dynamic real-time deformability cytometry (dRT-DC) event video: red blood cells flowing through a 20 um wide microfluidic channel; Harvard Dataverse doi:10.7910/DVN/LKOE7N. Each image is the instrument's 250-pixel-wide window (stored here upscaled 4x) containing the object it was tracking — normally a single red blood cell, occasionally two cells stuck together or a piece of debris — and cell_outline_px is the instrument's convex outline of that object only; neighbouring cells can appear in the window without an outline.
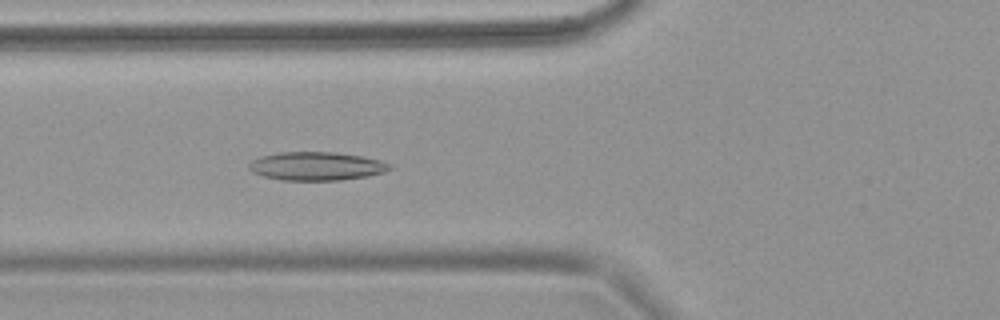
{"species": "common noctule bat (a hibernating species)", "species_latin": "Nyctalus noctula", "temperature_condition": "warm", "stored_images_in_passage": 69, "camera_frame_rate_fps": 3000, "um_per_image_px": 0.085, "animal": {"sex": "female", "body_mass_g": 18.4}, "frame": {"image": 1, "passage_image": 28, "time_ms": 9.0, "image_size_px": [1000, 320], "cell_outline_px": [[392, 168], [384, 172], [368, 176], [340, 180], [280, 180], [264, 176], [252, 172], [248, 168], [248, 164], [252, 160], [260, 156], [280, 152], [336, 152], [364, 156], [380, 160], [392, 164]], "centroid_in_image_um": [26.91, 14.12], "position_along_channel_um": 98.9, "area_um2": 23.52}}
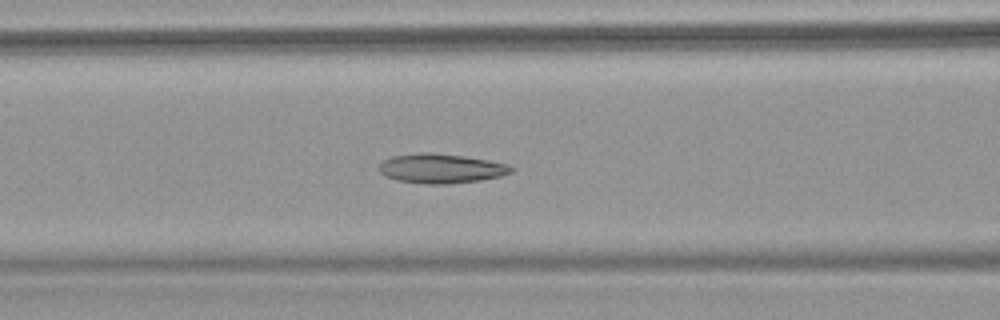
{"frame": {"image": 2, "passage_image": 31, "time_ms": 10.0, "image_size_px": [1000, 320], "cell_outline_px": [[516, 168], [512, 172], [500, 176], [480, 180], [448, 184], [424, 184], [396, 180], [384, 176], [380, 172], [380, 164], [384, 160], [392, 156], [420, 152], [428, 152], [464, 156], [488, 160], [508, 164]], "centroid_in_image_um": [37.5, 14.32], "position_along_channel_um": 129.1, "area_um2": 22.77}}
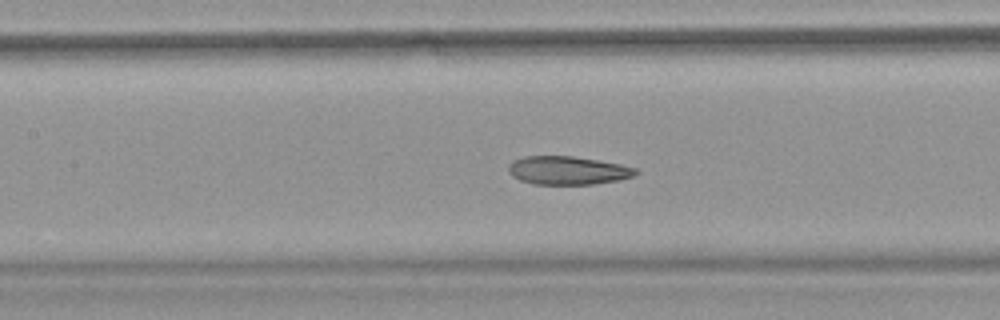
{"frame": {"image": 3, "passage_image": 34, "time_ms": 11.0, "image_size_px": [1000, 320], "cell_outline_px": [[640, 172], [632, 176], [620, 180], [592, 184], [532, 184], [520, 180], [512, 176], [508, 172], [508, 164], [512, 160], [524, 156], [572, 156], [620, 164], [640, 168]], "centroid_in_image_um": [48.26, 14.48], "position_along_channel_um": 159.1, "area_um2": 21.21}}